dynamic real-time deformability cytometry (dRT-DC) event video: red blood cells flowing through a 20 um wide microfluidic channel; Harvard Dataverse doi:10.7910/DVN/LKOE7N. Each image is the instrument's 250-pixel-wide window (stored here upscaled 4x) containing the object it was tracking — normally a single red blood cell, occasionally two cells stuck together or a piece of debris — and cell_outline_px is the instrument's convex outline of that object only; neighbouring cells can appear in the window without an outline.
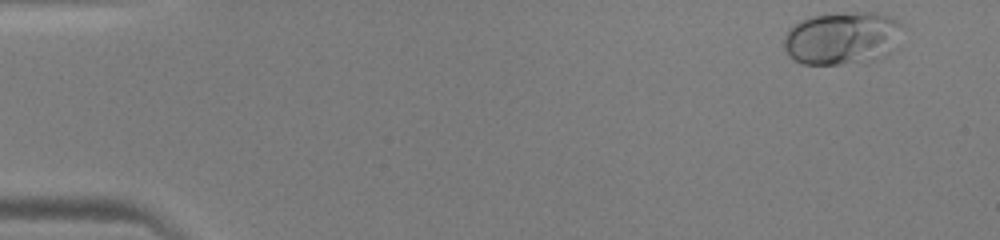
{"species": "human", "species_latin": "Homo sapiens", "temperature_condition": "warm", "stored_images_in_passage": 45, "camera_frame_rate_fps": 3000, "um_per_image_px": 0.085, "donor": {"sex": "male"}, "frame": {"image": 1, "passage_image": 1, "time_ms": 0.0, "image_size_px": [1000, 240], "cell_outline_px": [[908, 28], [892, 52], [888, 56], [868, 64], [804, 64], [788, 56], [784, 48], [784, 36], [788, 28], [800, 20], [812, 16], [856, 12], [872, 12], [892, 16], [904, 24]], "centroid_in_image_um": [71.71, 3.26], "position_along_channel_um": 13.3, "area_um2": 37.97}}
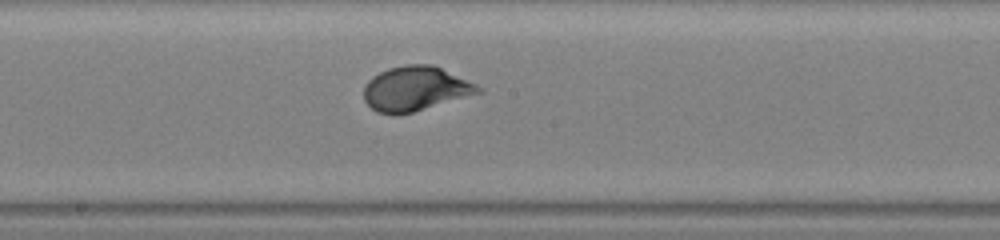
{"frame": {"image": 2, "passage_image": 24, "time_ms": 7.667, "image_size_px": [1000, 240], "cell_outline_px": [[484, 92], [412, 112], [392, 116], [376, 112], [364, 100], [364, 84], [372, 76], [388, 68], [408, 64], [432, 64], [476, 84]], "centroid_in_image_um": [35.27, 7.55], "position_along_channel_um": 212.9, "area_um2": 29.71}}
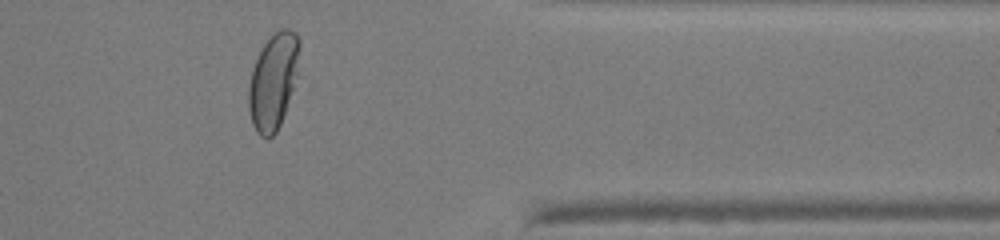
{"frame": {"image": 3, "passage_image": 37, "time_ms": 12.0, "image_size_px": [1000, 240], "cell_outline_px": [[300, 44], [296, 76], [284, 116], [276, 132], [268, 140], [260, 136], [256, 132], [252, 124], [248, 108], [248, 88], [252, 68], [264, 44], [272, 32], [280, 28], [292, 28], [296, 32], [300, 40]], "centroid_in_image_um": [23.21, 6.89], "position_along_channel_um": 388.2, "area_um2": 28.61}}